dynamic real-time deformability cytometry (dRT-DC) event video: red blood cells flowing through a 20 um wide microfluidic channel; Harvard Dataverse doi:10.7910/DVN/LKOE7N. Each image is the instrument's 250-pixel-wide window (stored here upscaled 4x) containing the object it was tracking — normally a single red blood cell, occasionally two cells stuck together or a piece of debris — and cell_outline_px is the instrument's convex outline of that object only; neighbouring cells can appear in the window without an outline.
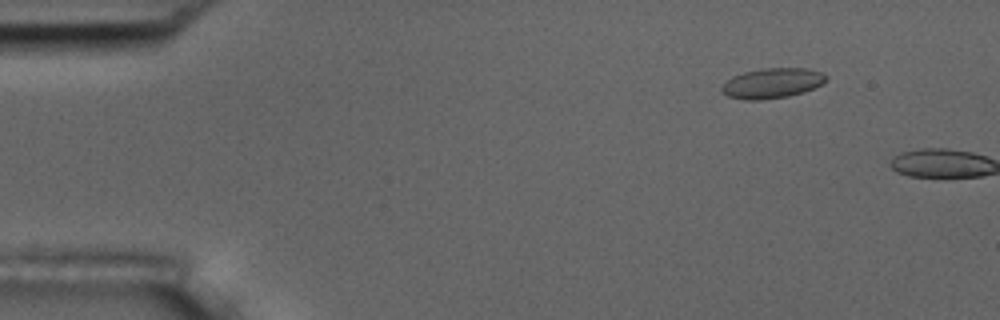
{"species": "common noctule bat (a hibernating species)", "species_latin": "Nyctalus noctula", "temperature_condition": "room temperature", "stored_images_in_passage": 3, "camera_frame_rate_fps": 3000, "um_per_image_px": 0.085, "animal": {"sex": "male", "body_mass_g": 17.5, "forearm_length_mm": 52.3}, "frame": {"image": 1, "passage_image": 2, "time_ms": 1.0, "image_size_px": [1000, 320], "cell_outline_px": [[828, 76], [820, 84], [804, 92], [788, 96], [760, 100], [744, 100], [728, 96], [720, 92], [720, 88], [732, 76], [744, 72], [760, 68], [808, 68], [820, 72]], "centroid_in_image_um": [65.59, 7.07], "position_along_channel_um": 19.4, "area_um2": 18.26}}